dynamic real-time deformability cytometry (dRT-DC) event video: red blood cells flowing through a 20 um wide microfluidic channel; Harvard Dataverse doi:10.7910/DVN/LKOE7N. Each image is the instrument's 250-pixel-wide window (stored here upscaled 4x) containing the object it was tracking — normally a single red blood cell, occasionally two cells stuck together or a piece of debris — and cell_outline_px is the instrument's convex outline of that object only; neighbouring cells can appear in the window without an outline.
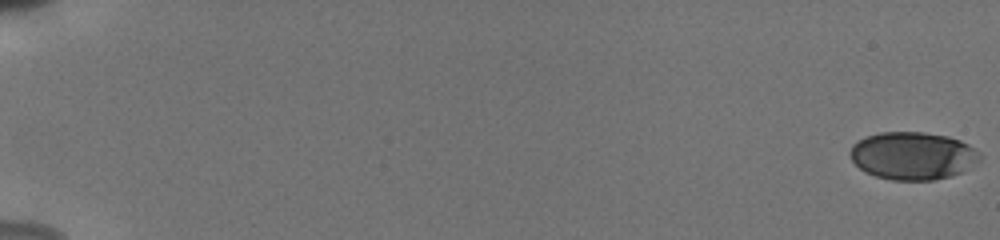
{"species": "human", "species_latin": "Homo sapiens", "temperature_condition": "cold", "stored_images_in_passage": 56, "camera_frame_rate_fps": 3000, "um_per_image_px": 0.085, "donor": {"sex": "male"}, "frame": {"image": 1, "passage_image": 1, "time_ms": 0.0, "image_size_px": [1000, 240], "cell_outline_px": [[980, 160], [960, 172], [948, 176], [932, 180], [892, 180], [876, 176], [864, 172], [852, 160], [848, 152], [852, 144], [856, 140], [880, 132], [924, 132], [948, 136], [960, 140], [968, 144], [980, 152]], "centroid_in_image_um": [77.55, 13.22], "position_along_channel_um": 7.5, "area_um2": 36.07}}
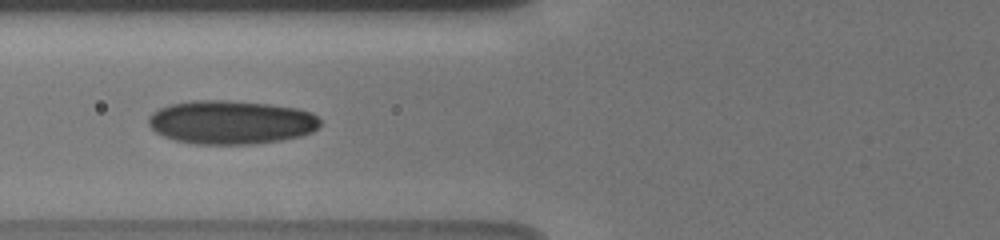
{"frame": {"image": 2, "passage_image": 25, "time_ms": 8.0, "image_size_px": [1000, 240], "cell_outline_px": [[320, 124], [312, 132], [300, 136], [280, 140], [252, 144], [196, 144], [176, 140], [164, 136], [156, 132], [148, 124], [148, 116], [152, 112], [168, 104], [192, 100], [228, 100], [268, 104], [296, 108], [312, 112], [320, 120]], "centroid_in_image_um": [19.61, 10.38], "position_along_channel_um": 106.2, "area_um2": 43.75}}
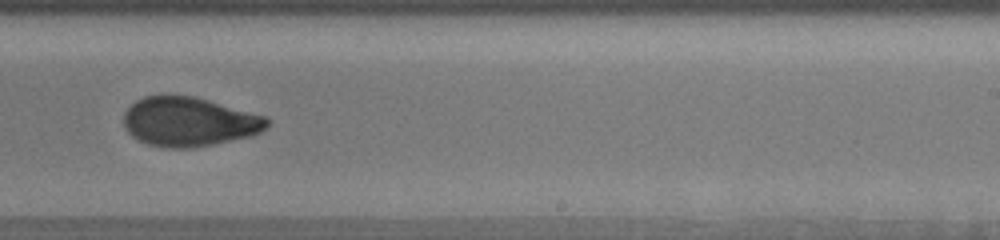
{"frame": {"image": 3, "passage_image": 38, "time_ms": 12.333, "image_size_px": [1000, 240], "cell_outline_px": [[272, 120], [260, 132], [252, 136], [192, 148], [164, 148], [148, 144], [132, 136], [124, 128], [124, 112], [136, 100], [144, 96], [164, 92], [192, 96], [208, 100], [268, 116]], "centroid_in_image_um": [16.06, 10.32], "position_along_channel_um": 272.9, "area_um2": 41.85}, "authors_computed_cell_mechanics": {"area_um2": 39.7664, "velocity_mm_per_s": 3.8547, "shape_relaxation_time_tau1_ms": 5.9869, "shape_relaxation_time_tau2_ms": 1.5132, "deformation_change_tau1": 0.1726, "deformation_change_tau2": 0.0575}}